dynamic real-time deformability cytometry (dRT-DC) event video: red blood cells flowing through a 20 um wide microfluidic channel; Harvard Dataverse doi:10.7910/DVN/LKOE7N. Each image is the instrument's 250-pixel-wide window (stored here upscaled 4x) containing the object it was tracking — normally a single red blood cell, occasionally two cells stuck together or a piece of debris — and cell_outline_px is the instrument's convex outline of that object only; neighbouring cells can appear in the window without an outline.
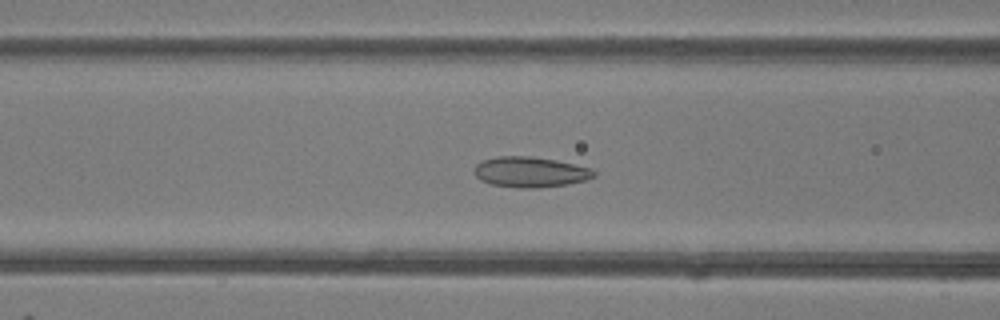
{"species": "common noctule bat (a hibernating species)", "species_latin": "Nyctalus noctula", "temperature_condition": "room temperature", "stored_images_in_passage": 50, "camera_frame_rate_fps": 3000, "um_per_image_px": 0.085, "animal": {"sex": "female"}, "frame": {"image": 1, "passage_image": 20, "time_ms": 6.333, "image_size_px": [1000, 320], "cell_outline_px": [[596, 176], [584, 180], [568, 184], [540, 188], [520, 188], [492, 184], [480, 180], [472, 172], [476, 164], [484, 160], [496, 156], [532, 156], [556, 160], [592, 168], [596, 172]], "centroid_in_image_um": [45.07, 14.62], "position_along_channel_um": 121.5, "area_um2": 21.39}}
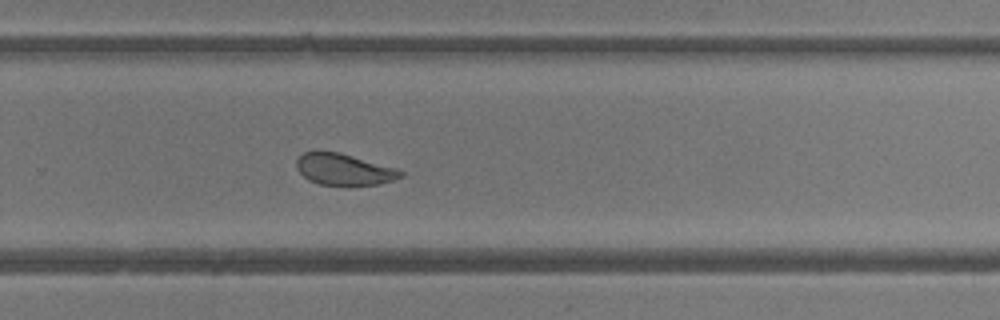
{"frame": {"image": 2, "passage_image": 33, "time_ms": 10.667, "image_size_px": [1000, 320], "cell_outline_px": [[404, 176], [380, 184], [320, 184], [308, 180], [296, 168], [296, 160], [304, 152], [340, 152], [400, 168], [404, 172]], "centroid_in_image_um": [29.29, 14.38], "position_along_channel_um": 300.5, "area_um2": 19.02}}
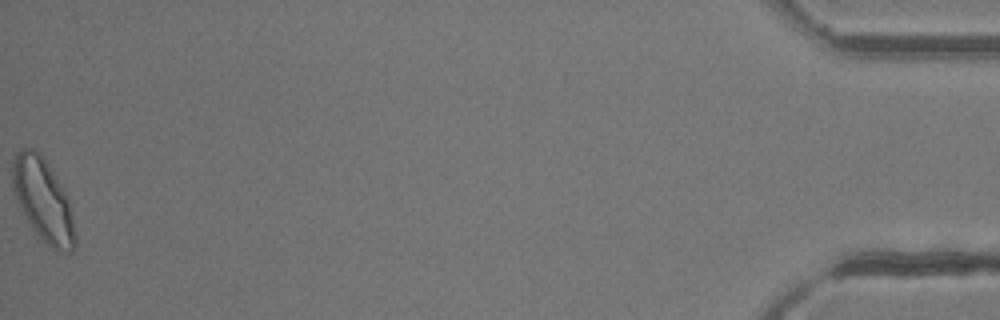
{"frame": {"image": 3, "passage_image": 50, "time_ms": 16.333, "image_size_px": [1000, 320], "cell_outline_px": [[76, 244], [72, 252], [60, 252], [52, 248], [32, 228], [20, 208], [12, 192], [12, 160], [16, 152], [20, 148], [32, 148], [40, 152], [44, 156], [64, 188], [68, 196], [76, 236]], "centroid_in_image_um": [3.66, 16.96], "position_along_channel_um": 431.5, "area_um2": 30.63}, "authors_computed_cell_mechanics": {"area_um2": 22.5998, "velocity_mm_per_s": 4.147, "shape_relaxation_time_tau1_ms": 5.9408, "shape_relaxation_time_tau2_ms": 1.3259, "deformation_change_tau1": 0.1313, "deformation_change_tau2": 0.0755}}